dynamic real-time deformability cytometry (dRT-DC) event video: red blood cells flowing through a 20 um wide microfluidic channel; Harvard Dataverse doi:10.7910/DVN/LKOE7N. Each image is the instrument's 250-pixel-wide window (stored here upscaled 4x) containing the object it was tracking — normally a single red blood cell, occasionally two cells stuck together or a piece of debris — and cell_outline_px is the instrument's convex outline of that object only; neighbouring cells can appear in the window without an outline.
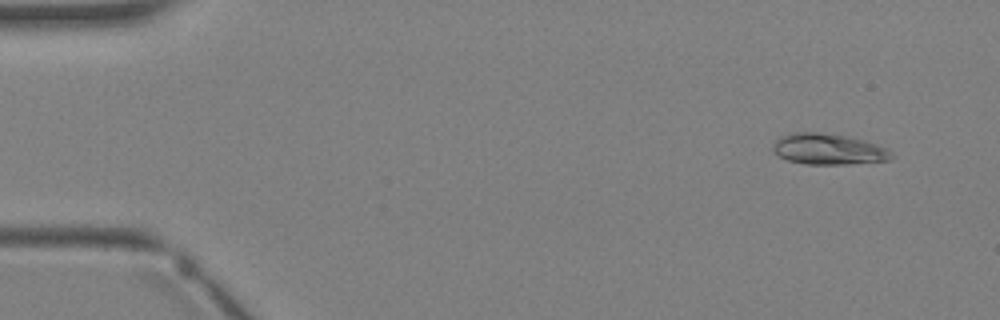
{"species": "Egyptian fruit bat (a non-hibernating species)", "species_latin": "Rousettus aegyptiacus", "temperature_condition": "warm", "stored_images_in_passage": 3, "camera_frame_rate_fps": 3000, "um_per_image_px": 0.085, "animal": {"sex": "female"}, "frame": {"image": 1, "passage_image": 1, "time_ms": 0.0, "image_size_px": [1000, 320], "cell_outline_px": [[892, 156], [888, 160], [844, 164], [804, 164], [788, 160], [772, 152], [772, 148], [776, 140], [780, 136], [792, 132], [820, 132], [848, 136], [864, 140], [888, 148]], "centroid_in_image_um": [70.37, 12.66], "position_along_channel_um": 14.6, "area_um2": 21.33}}
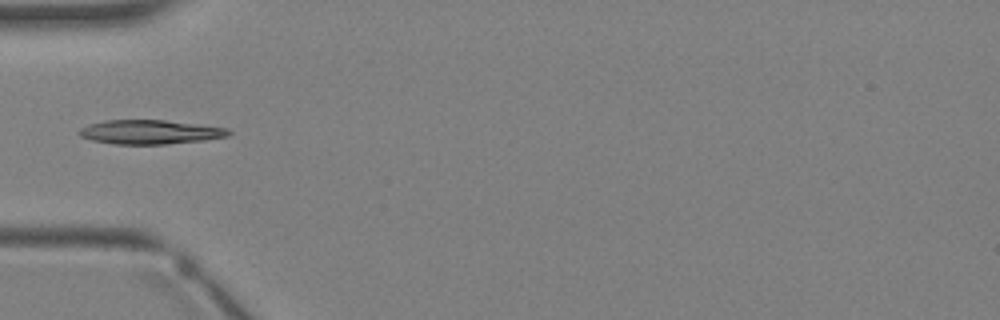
{"frame": {"image": 2, "passage_image": 3, "time_ms": 3.0, "image_size_px": [1000, 320], "cell_outline_px": [[232, 132], [228, 136], [204, 140], [168, 144], [116, 144], [92, 140], [80, 136], [76, 132], [80, 128], [88, 124], [104, 120], [164, 120], [228, 128]], "centroid_in_image_um": [12.73, 11.22], "position_along_channel_um": 72.3, "area_um2": 21.04}}